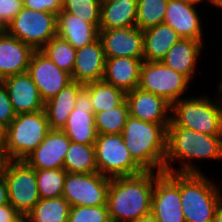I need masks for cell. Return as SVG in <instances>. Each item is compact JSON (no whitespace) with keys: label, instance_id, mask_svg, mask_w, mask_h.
I'll list each match as a JSON object with an SVG mask.
<instances>
[{"label":"cell","instance_id":"1","mask_svg":"<svg viewBox=\"0 0 222 222\" xmlns=\"http://www.w3.org/2000/svg\"><path fill=\"white\" fill-rule=\"evenodd\" d=\"M221 160L222 135H208L179 126L167 128V151L164 172L202 174L194 160ZM193 160V161H191ZM176 162L180 167L173 166Z\"/></svg>","mask_w":222,"mask_h":222},{"label":"cell","instance_id":"2","mask_svg":"<svg viewBox=\"0 0 222 222\" xmlns=\"http://www.w3.org/2000/svg\"><path fill=\"white\" fill-rule=\"evenodd\" d=\"M161 173L111 178L106 202L111 222H133L150 214L154 182Z\"/></svg>","mask_w":222,"mask_h":222},{"label":"cell","instance_id":"3","mask_svg":"<svg viewBox=\"0 0 222 222\" xmlns=\"http://www.w3.org/2000/svg\"><path fill=\"white\" fill-rule=\"evenodd\" d=\"M121 135L133 160L144 171L164 172L167 128L163 124L141 121L129 115Z\"/></svg>","mask_w":222,"mask_h":222},{"label":"cell","instance_id":"4","mask_svg":"<svg viewBox=\"0 0 222 222\" xmlns=\"http://www.w3.org/2000/svg\"><path fill=\"white\" fill-rule=\"evenodd\" d=\"M211 100L208 96L184 97L171 105V122L208 135H222V90Z\"/></svg>","mask_w":222,"mask_h":222},{"label":"cell","instance_id":"5","mask_svg":"<svg viewBox=\"0 0 222 222\" xmlns=\"http://www.w3.org/2000/svg\"><path fill=\"white\" fill-rule=\"evenodd\" d=\"M217 184L202 174L180 173V197L185 222H213L222 199Z\"/></svg>","mask_w":222,"mask_h":222},{"label":"cell","instance_id":"6","mask_svg":"<svg viewBox=\"0 0 222 222\" xmlns=\"http://www.w3.org/2000/svg\"><path fill=\"white\" fill-rule=\"evenodd\" d=\"M50 130L45 110L20 113L7 126L2 147L7 160H24L45 139Z\"/></svg>","mask_w":222,"mask_h":222},{"label":"cell","instance_id":"7","mask_svg":"<svg viewBox=\"0 0 222 222\" xmlns=\"http://www.w3.org/2000/svg\"><path fill=\"white\" fill-rule=\"evenodd\" d=\"M94 145L98 172L103 176L115 178L144 172L133 160L121 134H97Z\"/></svg>","mask_w":222,"mask_h":222},{"label":"cell","instance_id":"8","mask_svg":"<svg viewBox=\"0 0 222 222\" xmlns=\"http://www.w3.org/2000/svg\"><path fill=\"white\" fill-rule=\"evenodd\" d=\"M5 31L34 50H40L57 35V15L23 6Z\"/></svg>","mask_w":222,"mask_h":222},{"label":"cell","instance_id":"9","mask_svg":"<svg viewBox=\"0 0 222 222\" xmlns=\"http://www.w3.org/2000/svg\"><path fill=\"white\" fill-rule=\"evenodd\" d=\"M3 174L8 186L9 204L21 216H26L41 199L35 169L24 160H7Z\"/></svg>","mask_w":222,"mask_h":222},{"label":"cell","instance_id":"10","mask_svg":"<svg viewBox=\"0 0 222 222\" xmlns=\"http://www.w3.org/2000/svg\"><path fill=\"white\" fill-rule=\"evenodd\" d=\"M189 83L185 75L169 68L162 61H143L138 88L161 96L172 105L183 98Z\"/></svg>","mask_w":222,"mask_h":222},{"label":"cell","instance_id":"11","mask_svg":"<svg viewBox=\"0 0 222 222\" xmlns=\"http://www.w3.org/2000/svg\"><path fill=\"white\" fill-rule=\"evenodd\" d=\"M110 179L99 172H67L62 196L70 207L106 205Z\"/></svg>","mask_w":222,"mask_h":222},{"label":"cell","instance_id":"12","mask_svg":"<svg viewBox=\"0 0 222 222\" xmlns=\"http://www.w3.org/2000/svg\"><path fill=\"white\" fill-rule=\"evenodd\" d=\"M151 213L159 222H185L180 197V173L162 172L155 179Z\"/></svg>","mask_w":222,"mask_h":222},{"label":"cell","instance_id":"13","mask_svg":"<svg viewBox=\"0 0 222 222\" xmlns=\"http://www.w3.org/2000/svg\"><path fill=\"white\" fill-rule=\"evenodd\" d=\"M27 73L37 86L41 99L46 102L72 82L71 74L60 69L40 50L32 54Z\"/></svg>","mask_w":222,"mask_h":222},{"label":"cell","instance_id":"14","mask_svg":"<svg viewBox=\"0 0 222 222\" xmlns=\"http://www.w3.org/2000/svg\"><path fill=\"white\" fill-rule=\"evenodd\" d=\"M62 130L71 142L95 144L97 132L94 121V108L90 94L84 87L78 92L75 108L70 113Z\"/></svg>","mask_w":222,"mask_h":222},{"label":"cell","instance_id":"15","mask_svg":"<svg viewBox=\"0 0 222 222\" xmlns=\"http://www.w3.org/2000/svg\"><path fill=\"white\" fill-rule=\"evenodd\" d=\"M106 58L144 59L143 31L138 27L99 30Z\"/></svg>","mask_w":222,"mask_h":222},{"label":"cell","instance_id":"16","mask_svg":"<svg viewBox=\"0 0 222 222\" xmlns=\"http://www.w3.org/2000/svg\"><path fill=\"white\" fill-rule=\"evenodd\" d=\"M129 115L141 121L163 124L171 122V104L163 97L145 92L139 88L126 93Z\"/></svg>","mask_w":222,"mask_h":222},{"label":"cell","instance_id":"17","mask_svg":"<svg viewBox=\"0 0 222 222\" xmlns=\"http://www.w3.org/2000/svg\"><path fill=\"white\" fill-rule=\"evenodd\" d=\"M70 139L60 129H50L42 143L24 161L33 169L64 168Z\"/></svg>","mask_w":222,"mask_h":222},{"label":"cell","instance_id":"18","mask_svg":"<svg viewBox=\"0 0 222 222\" xmlns=\"http://www.w3.org/2000/svg\"><path fill=\"white\" fill-rule=\"evenodd\" d=\"M75 57L72 81L85 85L103 79L106 57L99 36L93 42L76 49Z\"/></svg>","mask_w":222,"mask_h":222},{"label":"cell","instance_id":"19","mask_svg":"<svg viewBox=\"0 0 222 222\" xmlns=\"http://www.w3.org/2000/svg\"><path fill=\"white\" fill-rule=\"evenodd\" d=\"M6 86L13 110L16 114L44 110L37 86L27 72L8 76L2 80Z\"/></svg>","mask_w":222,"mask_h":222},{"label":"cell","instance_id":"20","mask_svg":"<svg viewBox=\"0 0 222 222\" xmlns=\"http://www.w3.org/2000/svg\"><path fill=\"white\" fill-rule=\"evenodd\" d=\"M34 51L31 46L2 30L0 32V81L8 76L27 72Z\"/></svg>","mask_w":222,"mask_h":222},{"label":"cell","instance_id":"21","mask_svg":"<svg viewBox=\"0 0 222 222\" xmlns=\"http://www.w3.org/2000/svg\"><path fill=\"white\" fill-rule=\"evenodd\" d=\"M198 5L169 0L163 23L171 26L181 38L203 40L202 22Z\"/></svg>","mask_w":222,"mask_h":222},{"label":"cell","instance_id":"22","mask_svg":"<svg viewBox=\"0 0 222 222\" xmlns=\"http://www.w3.org/2000/svg\"><path fill=\"white\" fill-rule=\"evenodd\" d=\"M143 61L129 57L106 58L102 80L125 93L132 91L138 88Z\"/></svg>","mask_w":222,"mask_h":222},{"label":"cell","instance_id":"23","mask_svg":"<svg viewBox=\"0 0 222 222\" xmlns=\"http://www.w3.org/2000/svg\"><path fill=\"white\" fill-rule=\"evenodd\" d=\"M204 40L181 38L166 53L162 62L169 68L193 80L198 59L203 51Z\"/></svg>","mask_w":222,"mask_h":222},{"label":"cell","instance_id":"24","mask_svg":"<svg viewBox=\"0 0 222 222\" xmlns=\"http://www.w3.org/2000/svg\"><path fill=\"white\" fill-rule=\"evenodd\" d=\"M137 0H102L99 30L136 26Z\"/></svg>","mask_w":222,"mask_h":222},{"label":"cell","instance_id":"25","mask_svg":"<svg viewBox=\"0 0 222 222\" xmlns=\"http://www.w3.org/2000/svg\"><path fill=\"white\" fill-rule=\"evenodd\" d=\"M83 87V84L72 81L44 103L50 129H63L70 113L75 108L77 94Z\"/></svg>","mask_w":222,"mask_h":222},{"label":"cell","instance_id":"26","mask_svg":"<svg viewBox=\"0 0 222 222\" xmlns=\"http://www.w3.org/2000/svg\"><path fill=\"white\" fill-rule=\"evenodd\" d=\"M181 37L168 24L161 23L143 31L144 61L160 62Z\"/></svg>","mask_w":222,"mask_h":222},{"label":"cell","instance_id":"27","mask_svg":"<svg viewBox=\"0 0 222 222\" xmlns=\"http://www.w3.org/2000/svg\"><path fill=\"white\" fill-rule=\"evenodd\" d=\"M57 36L78 49L93 42L99 36V31L74 14L60 12L57 15Z\"/></svg>","mask_w":222,"mask_h":222},{"label":"cell","instance_id":"28","mask_svg":"<svg viewBox=\"0 0 222 222\" xmlns=\"http://www.w3.org/2000/svg\"><path fill=\"white\" fill-rule=\"evenodd\" d=\"M68 173H97L95 145L71 142L64 159Z\"/></svg>","mask_w":222,"mask_h":222},{"label":"cell","instance_id":"29","mask_svg":"<svg viewBox=\"0 0 222 222\" xmlns=\"http://www.w3.org/2000/svg\"><path fill=\"white\" fill-rule=\"evenodd\" d=\"M70 205L61 196L40 199L26 215L29 222H68Z\"/></svg>","mask_w":222,"mask_h":222},{"label":"cell","instance_id":"30","mask_svg":"<svg viewBox=\"0 0 222 222\" xmlns=\"http://www.w3.org/2000/svg\"><path fill=\"white\" fill-rule=\"evenodd\" d=\"M84 88L89 92L94 114L115 108L126 99V93L105 81L87 83Z\"/></svg>","mask_w":222,"mask_h":222},{"label":"cell","instance_id":"31","mask_svg":"<svg viewBox=\"0 0 222 222\" xmlns=\"http://www.w3.org/2000/svg\"><path fill=\"white\" fill-rule=\"evenodd\" d=\"M129 116L126 99L118 106L94 114L97 134H121Z\"/></svg>","mask_w":222,"mask_h":222},{"label":"cell","instance_id":"32","mask_svg":"<svg viewBox=\"0 0 222 222\" xmlns=\"http://www.w3.org/2000/svg\"><path fill=\"white\" fill-rule=\"evenodd\" d=\"M40 51L60 69L72 74L76 59V49L65 39L56 35Z\"/></svg>","mask_w":222,"mask_h":222},{"label":"cell","instance_id":"33","mask_svg":"<svg viewBox=\"0 0 222 222\" xmlns=\"http://www.w3.org/2000/svg\"><path fill=\"white\" fill-rule=\"evenodd\" d=\"M169 0H137L136 27L144 31L163 23Z\"/></svg>","mask_w":222,"mask_h":222},{"label":"cell","instance_id":"34","mask_svg":"<svg viewBox=\"0 0 222 222\" xmlns=\"http://www.w3.org/2000/svg\"><path fill=\"white\" fill-rule=\"evenodd\" d=\"M66 170L60 169H35L37 188L41 199L58 198L63 195Z\"/></svg>","mask_w":222,"mask_h":222},{"label":"cell","instance_id":"35","mask_svg":"<svg viewBox=\"0 0 222 222\" xmlns=\"http://www.w3.org/2000/svg\"><path fill=\"white\" fill-rule=\"evenodd\" d=\"M102 0H63L61 12L78 16L99 31Z\"/></svg>","mask_w":222,"mask_h":222},{"label":"cell","instance_id":"36","mask_svg":"<svg viewBox=\"0 0 222 222\" xmlns=\"http://www.w3.org/2000/svg\"><path fill=\"white\" fill-rule=\"evenodd\" d=\"M68 222H111L107 205L72 206L69 210Z\"/></svg>","mask_w":222,"mask_h":222},{"label":"cell","instance_id":"37","mask_svg":"<svg viewBox=\"0 0 222 222\" xmlns=\"http://www.w3.org/2000/svg\"><path fill=\"white\" fill-rule=\"evenodd\" d=\"M23 7V0H0V29L5 30Z\"/></svg>","mask_w":222,"mask_h":222},{"label":"cell","instance_id":"38","mask_svg":"<svg viewBox=\"0 0 222 222\" xmlns=\"http://www.w3.org/2000/svg\"><path fill=\"white\" fill-rule=\"evenodd\" d=\"M16 117L6 86L0 81V122L8 126Z\"/></svg>","mask_w":222,"mask_h":222},{"label":"cell","instance_id":"39","mask_svg":"<svg viewBox=\"0 0 222 222\" xmlns=\"http://www.w3.org/2000/svg\"><path fill=\"white\" fill-rule=\"evenodd\" d=\"M23 6L36 11L52 12L58 15L63 8V0H23Z\"/></svg>","mask_w":222,"mask_h":222},{"label":"cell","instance_id":"40","mask_svg":"<svg viewBox=\"0 0 222 222\" xmlns=\"http://www.w3.org/2000/svg\"><path fill=\"white\" fill-rule=\"evenodd\" d=\"M21 215L10 205H0V222H16Z\"/></svg>","mask_w":222,"mask_h":222},{"label":"cell","instance_id":"41","mask_svg":"<svg viewBox=\"0 0 222 222\" xmlns=\"http://www.w3.org/2000/svg\"><path fill=\"white\" fill-rule=\"evenodd\" d=\"M9 204L8 186L4 174H0V205Z\"/></svg>","mask_w":222,"mask_h":222},{"label":"cell","instance_id":"42","mask_svg":"<svg viewBox=\"0 0 222 222\" xmlns=\"http://www.w3.org/2000/svg\"><path fill=\"white\" fill-rule=\"evenodd\" d=\"M7 126L0 122V148L3 147L6 140Z\"/></svg>","mask_w":222,"mask_h":222},{"label":"cell","instance_id":"43","mask_svg":"<svg viewBox=\"0 0 222 222\" xmlns=\"http://www.w3.org/2000/svg\"><path fill=\"white\" fill-rule=\"evenodd\" d=\"M133 222H159V221L155 218V216L152 213H150Z\"/></svg>","mask_w":222,"mask_h":222},{"label":"cell","instance_id":"44","mask_svg":"<svg viewBox=\"0 0 222 222\" xmlns=\"http://www.w3.org/2000/svg\"><path fill=\"white\" fill-rule=\"evenodd\" d=\"M213 222H222V199L217 207Z\"/></svg>","mask_w":222,"mask_h":222},{"label":"cell","instance_id":"45","mask_svg":"<svg viewBox=\"0 0 222 222\" xmlns=\"http://www.w3.org/2000/svg\"><path fill=\"white\" fill-rule=\"evenodd\" d=\"M7 159L5 158L4 152L2 148H0V174L3 173V168L6 163Z\"/></svg>","mask_w":222,"mask_h":222},{"label":"cell","instance_id":"46","mask_svg":"<svg viewBox=\"0 0 222 222\" xmlns=\"http://www.w3.org/2000/svg\"><path fill=\"white\" fill-rule=\"evenodd\" d=\"M176 1H182V2L195 4V5L202 4L203 1H205V2L207 1V3H210V5H211V2H212V0H176Z\"/></svg>","mask_w":222,"mask_h":222},{"label":"cell","instance_id":"47","mask_svg":"<svg viewBox=\"0 0 222 222\" xmlns=\"http://www.w3.org/2000/svg\"><path fill=\"white\" fill-rule=\"evenodd\" d=\"M211 5L222 9V0H212Z\"/></svg>","mask_w":222,"mask_h":222},{"label":"cell","instance_id":"48","mask_svg":"<svg viewBox=\"0 0 222 222\" xmlns=\"http://www.w3.org/2000/svg\"><path fill=\"white\" fill-rule=\"evenodd\" d=\"M16 222H29L26 216H21Z\"/></svg>","mask_w":222,"mask_h":222},{"label":"cell","instance_id":"49","mask_svg":"<svg viewBox=\"0 0 222 222\" xmlns=\"http://www.w3.org/2000/svg\"><path fill=\"white\" fill-rule=\"evenodd\" d=\"M221 60H222V58H221ZM222 62V61H221ZM222 64V63H221ZM222 66V65H221ZM221 69H222V67H221ZM221 78H220V82H219V87H217V89H220V90H222V70H221Z\"/></svg>","mask_w":222,"mask_h":222}]
</instances>
